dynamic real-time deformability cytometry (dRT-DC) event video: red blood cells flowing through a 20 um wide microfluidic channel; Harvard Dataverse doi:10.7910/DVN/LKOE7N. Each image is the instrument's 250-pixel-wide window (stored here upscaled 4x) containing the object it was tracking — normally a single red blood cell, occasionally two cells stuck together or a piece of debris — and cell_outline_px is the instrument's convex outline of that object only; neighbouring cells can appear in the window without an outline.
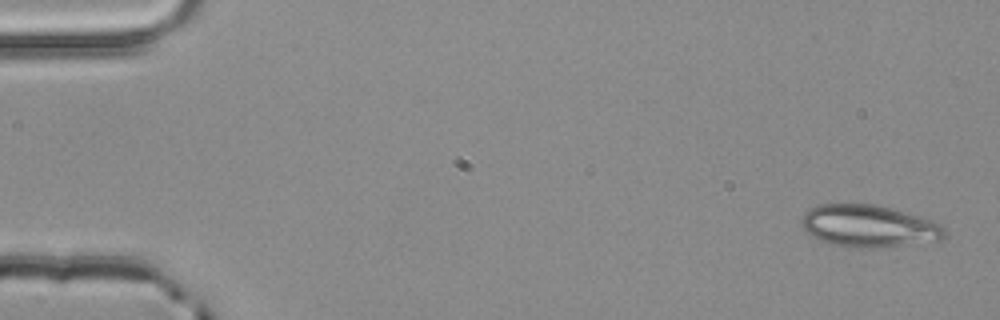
{"species": "common noctule bat (a hibernating species)", "species_latin": "Nyctalus noctula", "temperature_condition": "room temperature", "stored_images_in_passage": 4, "camera_frame_rate_fps": 3000, "um_per_image_px": 0.085, "animal": {"sex": "male", "body_mass_g": 20.4}, "frame": {"image": 1, "passage_image": 1, "time_ms": 0.0, "image_size_px": [1000, 320], "cell_outline_px": [[948, 232], [940, 240], [884, 248], [844, 248], [828, 244], [804, 232], [800, 220], [804, 212], [820, 204], [876, 204], [920, 216], [932, 220], [940, 224]], "centroid_in_image_um": [73.82, 19.24], "position_along_channel_um": 11.2, "area_um2": 35.78}}